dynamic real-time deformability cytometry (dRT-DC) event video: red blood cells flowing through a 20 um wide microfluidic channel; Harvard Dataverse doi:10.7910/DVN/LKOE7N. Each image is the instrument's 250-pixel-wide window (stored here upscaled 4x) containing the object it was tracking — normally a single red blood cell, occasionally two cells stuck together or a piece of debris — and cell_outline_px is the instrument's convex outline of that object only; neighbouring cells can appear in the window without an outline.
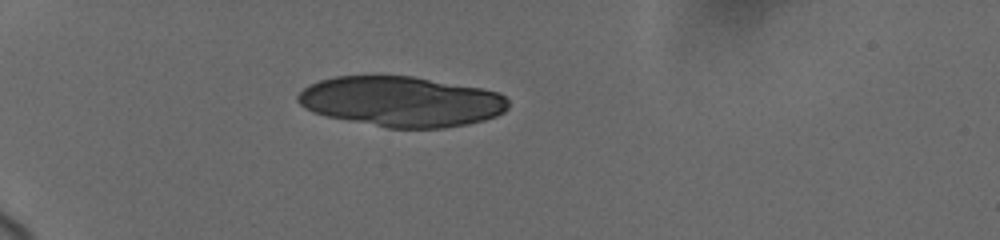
{"species": "human", "species_latin": "Homo sapiens", "temperature_condition": "cold", "stored_images_in_passage": 17, "camera_frame_rate_fps": 3000, "um_per_image_px": 0.085, "donor": {"sex": "female"}, "frame": {"image": 1, "passage_image": 12, "time_ms": 6.0, "image_size_px": [1000, 240], "cell_outline_px": [[508, 108], [504, 112], [496, 116], [484, 120], [468, 124], [444, 128], [388, 128], [328, 116], [312, 112], [304, 108], [296, 100], [296, 96], [308, 84], [320, 80], [336, 76], [412, 76], [484, 88], [496, 92], [504, 96], [508, 100]], "centroid_in_image_um": [34.12, 8.63], "position_along_channel_um": 50.9, "area_um2": 61.79}}